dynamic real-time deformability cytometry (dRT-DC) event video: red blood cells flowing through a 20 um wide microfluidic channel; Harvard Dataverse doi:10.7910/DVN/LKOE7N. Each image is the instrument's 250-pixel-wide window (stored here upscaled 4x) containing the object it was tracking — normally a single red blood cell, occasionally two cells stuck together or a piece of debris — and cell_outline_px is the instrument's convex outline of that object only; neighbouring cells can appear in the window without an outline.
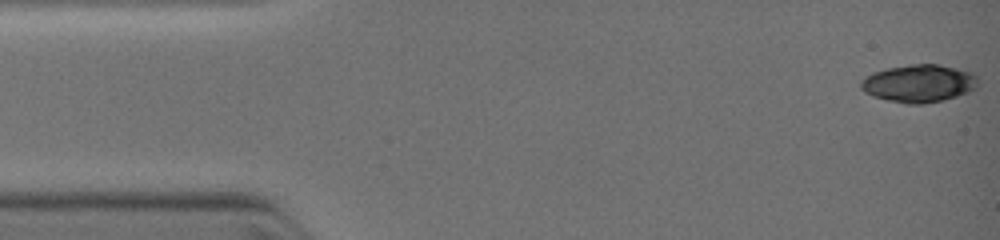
{"species": "common noctule bat (a hibernating species)", "species_latin": "Nyctalus noctula", "temperature_condition": "warm", "stored_images_in_passage": 3, "camera_frame_rate_fps": 3000, "um_per_image_px": 0.085, "animal": {"sex": "female", "body_mass_g": 19.0, "forearm_length_mm": 51.5}, "frame": {"image": 1, "passage_image": 1, "time_ms": 0.0, "image_size_px": [1000, 240], "cell_outline_px": [[980, 84], [976, 88], [968, 92], [944, 100], [920, 104], [908, 104], [888, 100], [872, 96], [864, 92], [860, 88], [860, 80], [864, 76], [872, 72], [888, 68], [912, 64], [940, 64], [972, 72], [976, 76]], "centroid_in_image_um": [78.1, 7.08], "position_along_channel_um": 6.9, "area_um2": 25.95}}